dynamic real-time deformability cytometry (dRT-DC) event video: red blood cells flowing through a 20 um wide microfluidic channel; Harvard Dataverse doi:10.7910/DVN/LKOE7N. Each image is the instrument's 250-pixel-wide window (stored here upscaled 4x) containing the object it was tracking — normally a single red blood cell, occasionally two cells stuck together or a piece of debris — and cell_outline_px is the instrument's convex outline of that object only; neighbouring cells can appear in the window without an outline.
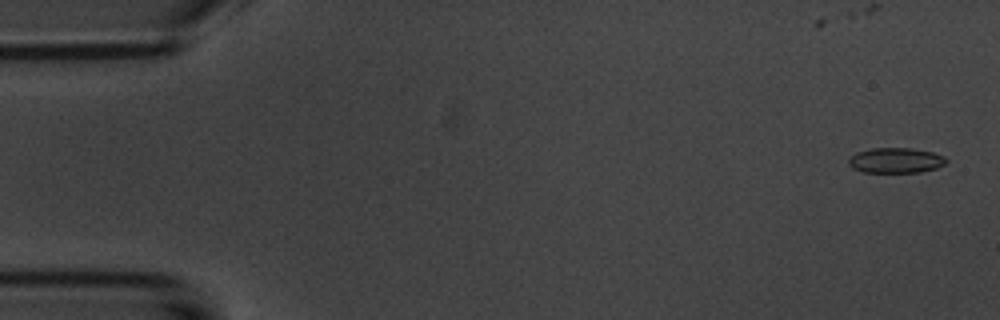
{"species": "common noctule bat (a hibernating species)", "species_latin": "Nyctalus noctula", "temperature_condition": "room temperature", "stored_images_in_passage": 5, "camera_frame_rate_fps": 3000, "um_per_image_px": 0.085, "animal": {"sex": "male", "body_mass_g": 20.1, "forearm_length_mm": 53.5}, "frame": {"image": 1, "passage_image": 1, "time_ms": 0.0, "image_size_px": [1000, 320], "cell_outline_px": [[948, 160], [944, 164], [936, 168], [920, 172], [864, 172], [852, 168], [848, 164], [848, 160], [856, 152], [872, 148], [912, 148], [932, 152], [944, 156]], "centroid_in_image_um": [76.13, 13.63], "position_along_channel_um": 8.9, "area_um2": 14.33}}
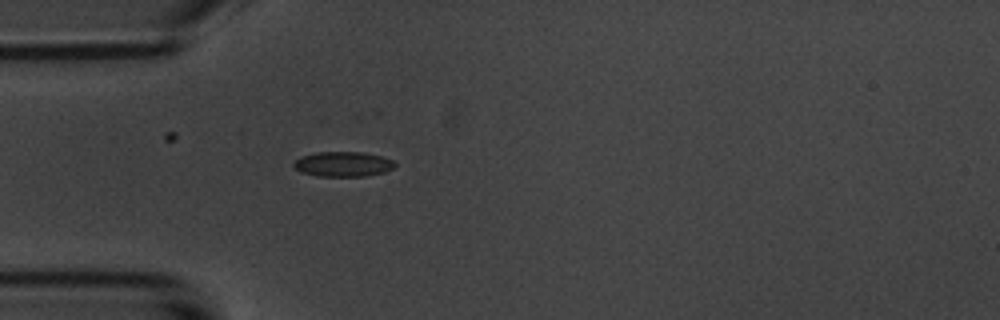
{"frame": {"image": 2, "passage_image": 5, "time_ms": 4.667, "image_size_px": [1000, 320], "cell_outline_px": [[396, 164], [392, 168], [384, 172], [364, 176], [316, 176], [300, 172], [292, 164], [300, 156], [316, 152], [364, 152], [380, 156], [392, 160]], "centroid_in_image_um": [29.12, 13.95], "position_along_channel_um": 55.9, "area_um2": 14.68}}